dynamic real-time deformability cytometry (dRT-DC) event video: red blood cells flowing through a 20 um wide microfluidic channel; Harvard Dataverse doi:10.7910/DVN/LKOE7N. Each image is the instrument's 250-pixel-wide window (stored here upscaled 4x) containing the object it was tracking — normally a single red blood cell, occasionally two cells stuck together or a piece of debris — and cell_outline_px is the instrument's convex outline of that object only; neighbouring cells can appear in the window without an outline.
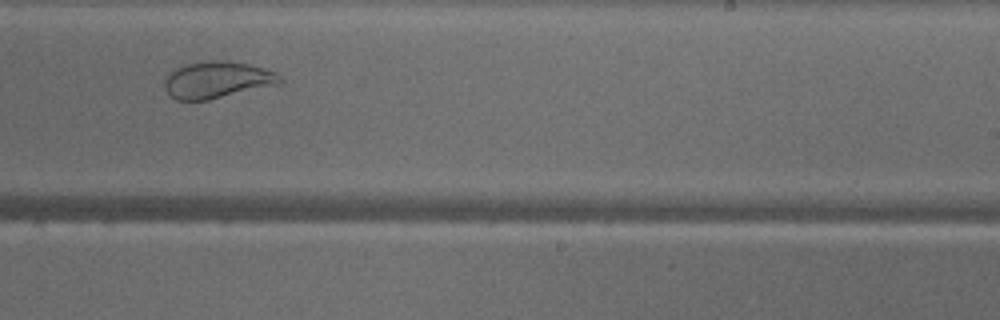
{"species": "common noctule bat (a hibernating species)", "species_latin": "Nyctalus noctula", "temperature_condition": "warm", "stored_images_in_passage": 33, "camera_frame_rate_fps": 3000, "um_per_image_px": 0.085, "animal": {"sex": "male", "body_mass_g": 18.8}, "frame": {"image": 1, "passage_image": 24, "time_ms": 7.667, "image_size_px": [1000, 320], "cell_outline_px": [[284, 80], [276, 84], [208, 100], [176, 100], [164, 88], [164, 80], [168, 72], [172, 68], [184, 64], [208, 60], [228, 60], [248, 64], [276, 72]], "centroid_in_image_um": [18.39, 6.76], "position_along_channel_um": 270.6, "area_um2": 24.74}}